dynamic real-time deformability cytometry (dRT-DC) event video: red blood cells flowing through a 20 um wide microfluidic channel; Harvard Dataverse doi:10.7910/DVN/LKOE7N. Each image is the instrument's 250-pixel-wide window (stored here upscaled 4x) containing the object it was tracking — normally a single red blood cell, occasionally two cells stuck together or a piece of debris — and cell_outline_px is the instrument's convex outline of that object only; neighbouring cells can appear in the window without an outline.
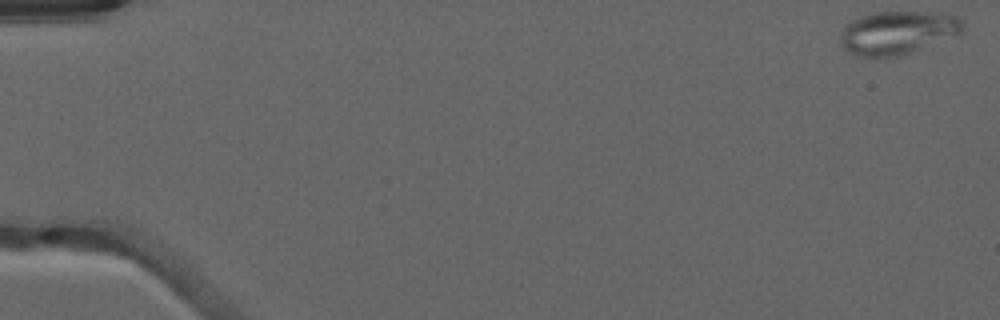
{"species": "common noctule bat (a hibernating species)", "species_latin": "Nyctalus noctula", "temperature_condition": "warm", "stored_images_in_passage": 51, "segment_of_instrument_passage": [1, 2], "camera_frame_rate_fps": 3000, "um_per_image_px": 0.085, "animal": {"sex": "male", "forearm_length_mm": 52.5}, "frame": {"image": 1, "passage_image": 1, "time_ms": 0.0, "image_size_px": [1000, 320], "cell_outline_px": [[964, 32], [912, 52], [900, 56], [856, 56], [848, 52], [844, 48], [840, 40], [840, 32], [844, 24], [860, 16], [876, 12], [936, 12], [956, 16], [964, 24]], "centroid_in_image_um": [76.28, 2.76], "position_along_channel_um": 8.7, "area_um2": 30.98}}